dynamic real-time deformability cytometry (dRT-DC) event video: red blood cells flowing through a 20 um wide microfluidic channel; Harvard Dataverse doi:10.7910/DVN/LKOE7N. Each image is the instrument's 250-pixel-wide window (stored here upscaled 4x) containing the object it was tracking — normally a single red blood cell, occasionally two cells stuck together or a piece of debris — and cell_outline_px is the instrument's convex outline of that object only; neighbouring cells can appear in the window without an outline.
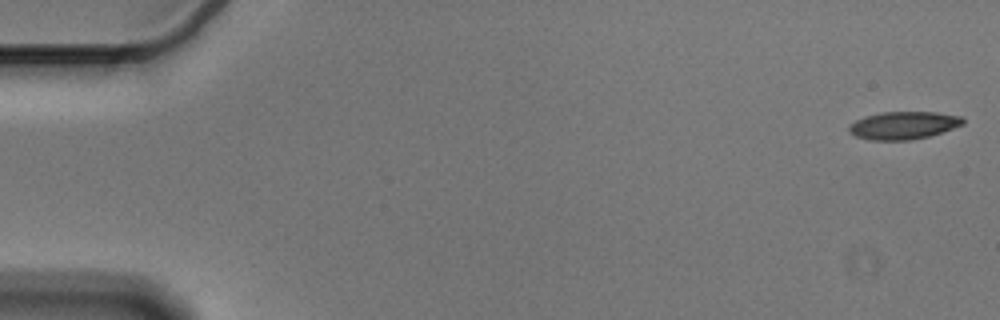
{"species": "Egyptian fruit bat (a non-hibernating species)", "species_latin": "Rousettus aegyptiacus", "temperature_condition": "cold", "stored_images_in_passage": 56, "camera_frame_rate_fps": 3000, "um_per_image_px": 0.085, "animal": {"sex": "male"}, "frame": {"image": 1, "passage_image": 1, "time_ms": 0.0, "image_size_px": [1000, 320], "cell_outline_px": [[964, 124], [928, 136], [912, 140], [868, 140], [856, 136], [848, 132], [848, 128], [856, 120], [864, 116], [880, 112], [936, 112], [960, 116], [964, 120]], "centroid_in_image_um": [76.76, 10.65], "position_along_channel_um": 8.2, "area_um2": 18.32}}
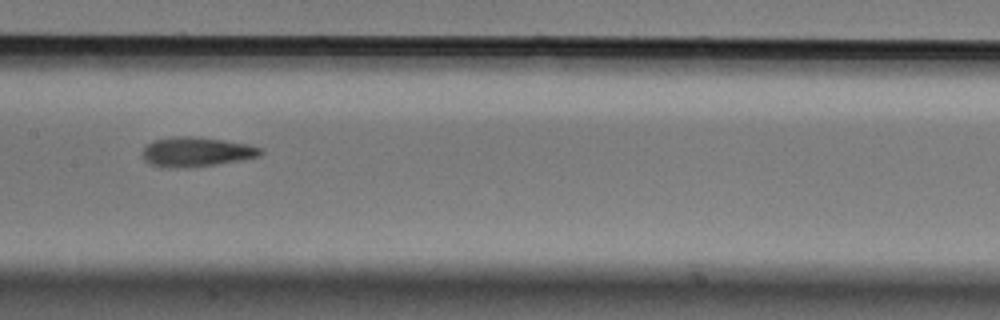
{"frame": {"image": 2, "passage_image": 28, "time_ms": 9.0, "image_size_px": [1000, 320], "cell_outline_px": [[264, 152], [260, 156], [240, 160], [192, 168], [160, 168], [144, 160], [140, 156], [144, 148], [148, 144], [156, 140], [176, 136], [192, 136], [224, 140], [248, 144], [264, 148]], "centroid_in_image_um": [16.69, 12.92], "position_along_channel_um": 190.7, "area_um2": 20.63}}
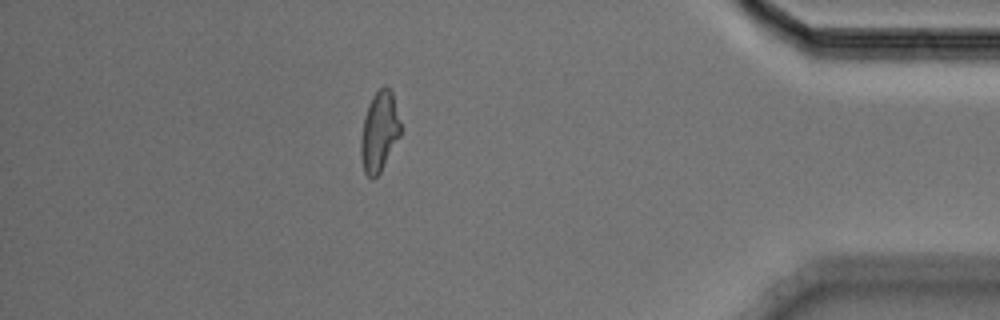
{"frame": {"image": 3, "passage_image": 49, "time_ms": 16.0, "image_size_px": [1000, 320], "cell_outline_px": [[400, 136], [380, 172], [372, 180], [364, 172], [360, 156], [360, 140], [364, 120], [368, 104], [372, 96], [384, 84], [392, 92], [400, 124]], "centroid_in_image_um": [32.22, 11.2], "position_along_channel_um": 403.0, "area_um2": 18.32}, "authors_computed_cell_mechanics": {"area_um2": 19.1896, "velocity_mm_per_s": 3.5967, "shape_relaxation_time_tau1_ms": 5.765, "shape_relaxation_time_tau2_ms": 3.1283, "deformation_change_tau1": 0.1692, "deformation_change_tau2": 0.113}}